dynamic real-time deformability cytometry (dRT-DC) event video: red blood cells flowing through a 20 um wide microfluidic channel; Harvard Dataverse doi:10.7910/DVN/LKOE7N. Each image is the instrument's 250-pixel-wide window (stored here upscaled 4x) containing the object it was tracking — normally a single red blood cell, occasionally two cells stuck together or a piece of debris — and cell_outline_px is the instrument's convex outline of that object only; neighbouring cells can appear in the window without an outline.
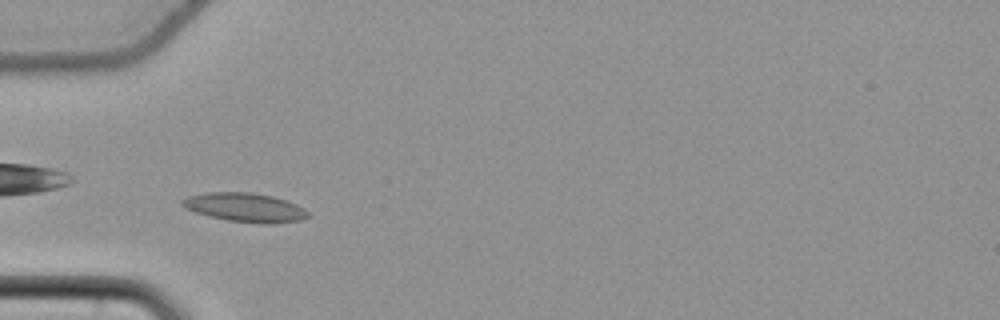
{"species": "common noctule bat (a hibernating species)", "species_latin": "Nyctalus noctula", "temperature_condition": "cold", "stored_images_in_passage": 49, "camera_frame_rate_fps": 3000, "um_per_image_px": 0.085, "animal": {"sex": "female", "body_mass_g": 22.7, "forearm_length_mm": 54.2}, "frame": {"image": 1, "passage_image": 11, "time_ms": 3.333, "image_size_px": [1000, 320], "cell_outline_px": [[308, 216], [300, 220], [260, 224], [228, 220], [208, 216], [184, 208], [180, 204], [180, 200], [188, 196], [208, 192], [252, 192], [272, 196], [296, 204], [304, 208], [308, 212]], "centroid_in_image_um": [20.77, 17.62], "position_along_channel_um": 64.2, "area_um2": 21.1}}
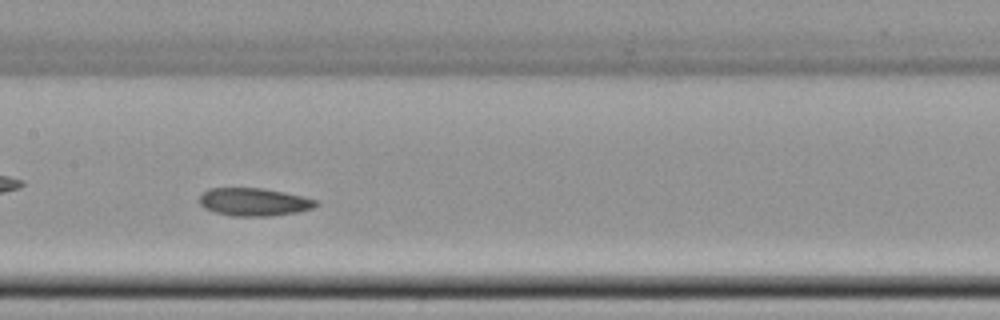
{"frame": {"image": 2, "passage_image": 21, "time_ms": 6.667, "image_size_px": [1000, 320], "cell_outline_px": [[320, 204], [312, 208], [296, 212], [272, 216], [232, 216], [216, 212], [204, 208], [200, 204], [200, 196], [208, 188], [264, 188], [284, 192], [316, 200]], "centroid_in_image_um": [21.58, 17.16], "position_along_channel_um": 185.8, "area_um2": 18.84}}
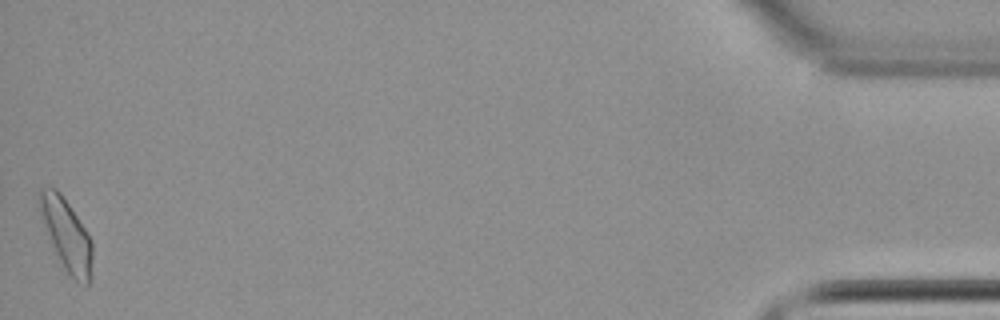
{"frame": {"image": 3, "passage_image": 48, "time_ms": 15.667, "image_size_px": [1000, 320], "cell_outline_px": [[92, 256], [88, 284], [76, 280], [64, 268], [52, 244], [40, 216], [36, 200], [40, 188], [56, 188], [60, 192], [92, 240]], "centroid_in_image_um": [5.6, 19.86], "position_along_channel_um": 429.6, "area_um2": 21.39}, "authors_computed_cell_mechanics": {"area_um2": 19.4208, "velocity_mm_per_s": 3.7628, "shape_relaxation_time_tau1_ms": null, "shape_relaxation_time_tau2_ms": 6.2667, "deformation_change_tau1": null, "deformation_change_tau2": 0.095}}